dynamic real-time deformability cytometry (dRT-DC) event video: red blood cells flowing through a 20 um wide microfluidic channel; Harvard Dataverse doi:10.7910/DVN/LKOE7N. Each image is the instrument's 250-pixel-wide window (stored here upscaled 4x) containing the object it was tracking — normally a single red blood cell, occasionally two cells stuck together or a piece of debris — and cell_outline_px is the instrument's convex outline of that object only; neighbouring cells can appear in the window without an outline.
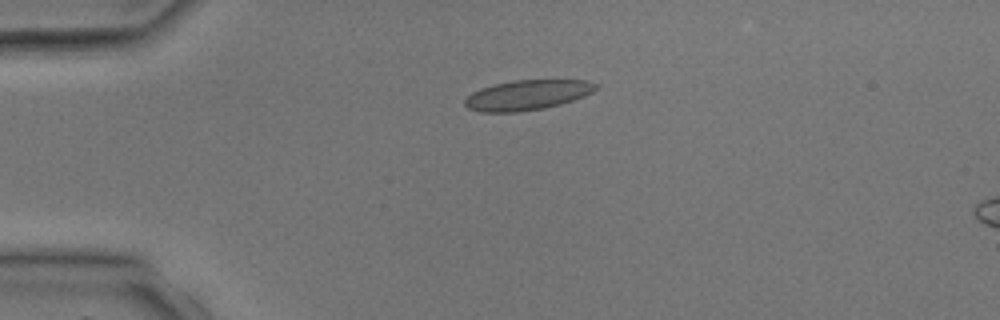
{"species": "common noctule bat (a hibernating species)", "species_latin": "Nyctalus noctula", "temperature_condition": "room temperature", "stored_images_in_passage": 4, "camera_frame_rate_fps": 3000, "um_per_image_px": 0.085, "animal": {"sex": "male", "body_mass_g": 17.9, "forearm_length_mm": 54.2}, "frame": {"image": 1, "passage_image": 3, "time_ms": 2.333, "image_size_px": [1000, 320], "cell_outline_px": [[600, 88], [584, 96], [560, 104], [544, 108], [516, 112], [480, 112], [468, 108], [464, 104], [464, 100], [472, 92], [480, 88], [496, 84], [516, 80], [588, 80], [600, 84]], "centroid_in_image_um": [44.85, 8.07], "position_along_channel_um": 40.1, "area_um2": 22.95}}